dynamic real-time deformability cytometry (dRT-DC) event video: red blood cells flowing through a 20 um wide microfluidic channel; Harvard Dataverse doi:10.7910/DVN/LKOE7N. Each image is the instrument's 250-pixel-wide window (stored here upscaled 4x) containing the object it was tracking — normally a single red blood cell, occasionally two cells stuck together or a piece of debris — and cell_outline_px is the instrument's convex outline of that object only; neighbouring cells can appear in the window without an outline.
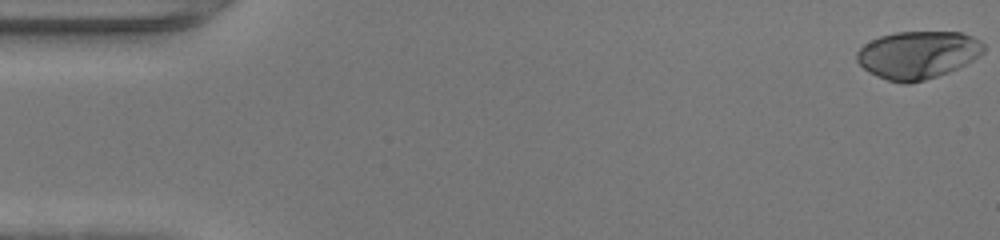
{"species": "human", "species_latin": "Homo sapiens", "temperature_condition": "warm", "stored_images_in_passage": 48, "camera_frame_rate_fps": 3000, "um_per_image_px": 0.085, "donor": {"sex": "female"}, "frame": {"image": 1, "passage_image": 1, "time_ms": 0.0, "image_size_px": [1000, 240], "cell_outline_px": [[984, 52], [972, 60], [948, 72], [924, 80], [908, 84], [904, 84], [888, 80], [876, 76], [868, 72], [856, 60], [856, 52], [864, 44], [880, 36], [896, 32], [960, 32], [972, 36], [980, 40], [984, 44]], "centroid_in_image_um": [77.99, 4.66], "position_along_channel_um": 7.0, "area_um2": 35.14}}
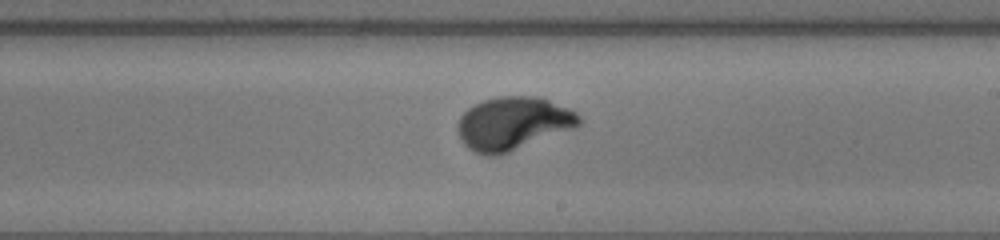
{"frame": {"image": 2, "passage_image": 28, "time_ms": 9.0, "image_size_px": [1000, 240], "cell_outline_px": [[580, 124], [576, 128], [508, 152], [496, 156], [488, 156], [476, 152], [468, 148], [464, 144], [456, 128], [456, 124], [460, 116], [468, 108], [484, 100], [500, 96], [540, 96], [568, 108], [576, 112], [580, 116]], "centroid_in_image_um": [43.61, 10.49], "position_along_channel_um": 245.4, "area_um2": 37.57}}
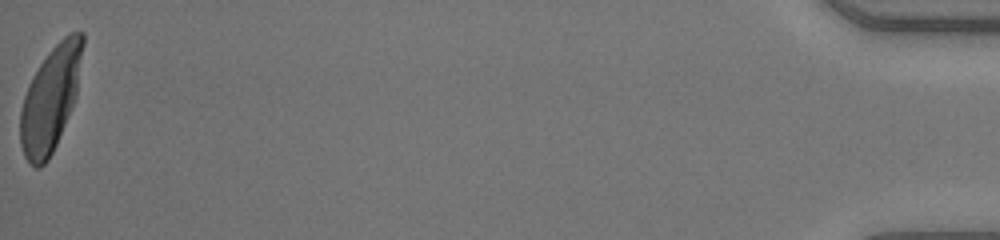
{"frame": {"image": 3, "passage_image": 48, "time_ms": 15.667, "image_size_px": [1000, 240], "cell_outline_px": [[84, 44], [76, 96], [56, 144], [48, 160], [40, 168], [36, 168], [24, 156], [20, 144], [20, 112], [24, 96], [28, 84], [32, 76], [48, 52], [64, 36], [72, 32], [84, 32]], "centroid_in_image_um": [4.28, 8.38], "position_along_channel_um": 430.9, "area_um2": 37.74}, "authors_computed_cell_mechanics": {"area_um2": 36.0961, "velocity_mm_per_s": 4.3711, "shape_relaxation_time_tau1_ms": 2.6804, "shape_relaxation_time_tau2_ms": null, "deformation_change_tau1": 0.199, "deformation_change_tau2": null}}